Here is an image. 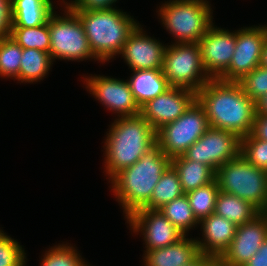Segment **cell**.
<instances>
[{
  "label": "cell",
  "instance_id": "1",
  "mask_svg": "<svg viewBox=\"0 0 267 266\" xmlns=\"http://www.w3.org/2000/svg\"><path fill=\"white\" fill-rule=\"evenodd\" d=\"M209 127L230 131L241 139L249 135L256 116V102L244 94L238 82L210 79L196 93Z\"/></svg>",
  "mask_w": 267,
  "mask_h": 266
},
{
  "label": "cell",
  "instance_id": "2",
  "mask_svg": "<svg viewBox=\"0 0 267 266\" xmlns=\"http://www.w3.org/2000/svg\"><path fill=\"white\" fill-rule=\"evenodd\" d=\"M170 165L171 158L156 144L136 163L122 169L110 180L126 218L150 201L154 187Z\"/></svg>",
  "mask_w": 267,
  "mask_h": 266
},
{
  "label": "cell",
  "instance_id": "3",
  "mask_svg": "<svg viewBox=\"0 0 267 266\" xmlns=\"http://www.w3.org/2000/svg\"><path fill=\"white\" fill-rule=\"evenodd\" d=\"M105 172L111 180L157 144L156 131L140 114L118 117L105 138Z\"/></svg>",
  "mask_w": 267,
  "mask_h": 266
},
{
  "label": "cell",
  "instance_id": "4",
  "mask_svg": "<svg viewBox=\"0 0 267 266\" xmlns=\"http://www.w3.org/2000/svg\"><path fill=\"white\" fill-rule=\"evenodd\" d=\"M81 21L90 48L100 62L122 52L130 33L139 24L121 10L73 11Z\"/></svg>",
  "mask_w": 267,
  "mask_h": 266
},
{
  "label": "cell",
  "instance_id": "5",
  "mask_svg": "<svg viewBox=\"0 0 267 266\" xmlns=\"http://www.w3.org/2000/svg\"><path fill=\"white\" fill-rule=\"evenodd\" d=\"M207 0H170L158 9L164 27L177 43H198L213 24Z\"/></svg>",
  "mask_w": 267,
  "mask_h": 266
},
{
  "label": "cell",
  "instance_id": "6",
  "mask_svg": "<svg viewBox=\"0 0 267 266\" xmlns=\"http://www.w3.org/2000/svg\"><path fill=\"white\" fill-rule=\"evenodd\" d=\"M220 191L248 201L260 212L267 203V171L250 164L242 154L215 171Z\"/></svg>",
  "mask_w": 267,
  "mask_h": 266
},
{
  "label": "cell",
  "instance_id": "7",
  "mask_svg": "<svg viewBox=\"0 0 267 266\" xmlns=\"http://www.w3.org/2000/svg\"><path fill=\"white\" fill-rule=\"evenodd\" d=\"M162 71L171 87L198 92L212 79L206 72L198 43L167 45Z\"/></svg>",
  "mask_w": 267,
  "mask_h": 266
},
{
  "label": "cell",
  "instance_id": "8",
  "mask_svg": "<svg viewBox=\"0 0 267 266\" xmlns=\"http://www.w3.org/2000/svg\"><path fill=\"white\" fill-rule=\"evenodd\" d=\"M64 15L56 12L48 18L50 33L49 54L54 59L81 60L97 59L89 45L83 25L78 16L65 5Z\"/></svg>",
  "mask_w": 267,
  "mask_h": 266
},
{
  "label": "cell",
  "instance_id": "9",
  "mask_svg": "<svg viewBox=\"0 0 267 266\" xmlns=\"http://www.w3.org/2000/svg\"><path fill=\"white\" fill-rule=\"evenodd\" d=\"M209 128L203 107L196 100L176 121L156 132L157 145L168 157L182 155Z\"/></svg>",
  "mask_w": 267,
  "mask_h": 266
},
{
  "label": "cell",
  "instance_id": "10",
  "mask_svg": "<svg viewBox=\"0 0 267 266\" xmlns=\"http://www.w3.org/2000/svg\"><path fill=\"white\" fill-rule=\"evenodd\" d=\"M240 154V137L230 131L209 127L182 155L188 160L208 165L216 171Z\"/></svg>",
  "mask_w": 267,
  "mask_h": 266
},
{
  "label": "cell",
  "instance_id": "11",
  "mask_svg": "<svg viewBox=\"0 0 267 266\" xmlns=\"http://www.w3.org/2000/svg\"><path fill=\"white\" fill-rule=\"evenodd\" d=\"M267 25L244 27L236 31L235 51L228 69L218 78L223 81H239L261 64Z\"/></svg>",
  "mask_w": 267,
  "mask_h": 266
},
{
  "label": "cell",
  "instance_id": "12",
  "mask_svg": "<svg viewBox=\"0 0 267 266\" xmlns=\"http://www.w3.org/2000/svg\"><path fill=\"white\" fill-rule=\"evenodd\" d=\"M267 239V216L260 212L252 220L237 226L231 244L216 260V266H245Z\"/></svg>",
  "mask_w": 267,
  "mask_h": 266
},
{
  "label": "cell",
  "instance_id": "13",
  "mask_svg": "<svg viewBox=\"0 0 267 266\" xmlns=\"http://www.w3.org/2000/svg\"><path fill=\"white\" fill-rule=\"evenodd\" d=\"M126 221L133 232L144 235L146 251L170 246L185 236L159 210L141 208Z\"/></svg>",
  "mask_w": 267,
  "mask_h": 266
},
{
  "label": "cell",
  "instance_id": "14",
  "mask_svg": "<svg viewBox=\"0 0 267 266\" xmlns=\"http://www.w3.org/2000/svg\"><path fill=\"white\" fill-rule=\"evenodd\" d=\"M86 86L93 96L104 107L117 113L119 117L140 115L141 108L137 104L129 84L107 76H90L85 78Z\"/></svg>",
  "mask_w": 267,
  "mask_h": 266
},
{
  "label": "cell",
  "instance_id": "15",
  "mask_svg": "<svg viewBox=\"0 0 267 266\" xmlns=\"http://www.w3.org/2000/svg\"><path fill=\"white\" fill-rule=\"evenodd\" d=\"M195 101L196 92L186 88L171 87L144 104L140 114L157 132L166 124L176 121Z\"/></svg>",
  "mask_w": 267,
  "mask_h": 266
},
{
  "label": "cell",
  "instance_id": "16",
  "mask_svg": "<svg viewBox=\"0 0 267 266\" xmlns=\"http://www.w3.org/2000/svg\"><path fill=\"white\" fill-rule=\"evenodd\" d=\"M198 44L207 74L212 79H218L231 63L236 45V31L233 33L212 24Z\"/></svg>",
  "mask_w": 267,
  "mask_h": 266
},
{
  "label": "cell",
  "instance_id": "17",
  "mask_svg": "<svg viewBox=\"0 0 267 266\" xmlns=\"http://www.w3.org/2000/svg\"><path fill=\"white\" fill-rule=\"evenodd\" d=\"M139 24L130 33L120 55L124 58L129 68L162 69L165 49L167 46L155 38L147 36Z\"/></svg>",
  "mask_w": 267,
  "mask_h": 266
},
{
  "label": "cell",
  "instance_id": "18",
  "mask_svg": "<svg viewBox=\"0 0 267 266\" xmlns=\"http://www.w3.org/2000/svg\"><path fill=\"white\" fill-rule=\"evenodd\" d=\"M203 239L196 240L199 252L217 260L233 240L237 226L226 218L212 213L199 221Z\"/></svg>",
  "mask_w": 267,
  "mask_h": 266
},
{
  "label": "cell",
  "instance_id": "19",
  "mask_svg": "<svg viewBox=\"0 0 267 266\" xmlns=\"http://www.w3.org/2000/svg\"><path fill=\"white\" fill-rule=\"evenodd\" d=\"M145 252V266H184L200 254L196 239L186 235L170 246Z\"/></svg>",
  "mask_w": 267,
  "mask_h": 266
},
{
  "label": "cell",
  "instance_id": "20",
  "mask_svg": "<svg viewBox=\"0 0 267 266\" xmlns=\"http://www.w3.org/2000/svg\"><path fill=\"white\" fill-rule=\"evenodd\" d=\"M127 82L140 108L171 88L162 69L133 70V76Z\"/></svg>",
  "mask_w": 267,
  "mask_h": 266
},
{
  "label": "cell",
  "instance_id": "21",
  "mask_svg": "<svg viewBox=\"0 0 267 266\" xmlns=\"http://www.w3.org/2000/svg\"><path fill=\"white\" fill-rule=\"evenodd\" d=\"M54 12L52 0H11V27H37Z\"/></svg>",
  "mask_w": 267,
  "mask_h": 266
},
{
  "label": "cell",
  "instance_id": "22",
  "mask_svg": "<svg viewBox=\"0 0 267 266\" xmlns=\"http://www.w3.org/2000/svg\"><path fill=\"white\" fill-rule=\"evenodd\" d=\"M171 165L179 174L185 194L215 180V171L210 166L188 160L183 155L171 158Z\"/></svg>",
  "mask_w": 267,
  "mask_h": 266
},
{
  "label": "cell",
  "instance_id": "23",
  "mask_svg": "<svg viewBox=\"0 0 267 266\" xmlns=\"http://www.w3.org/2000/svg\"><path fill=\"white\" fill-rule=\"evenodd\" d=\"M214 213L240 226L252 220L260 211L248 201L220 191L217 195Z\"/></svg>",
  "mask_w": 267,
  "mask_h": 266
},
{
  "label": "cell",
  "instance_id": "24",
  "mask_svg": "<svg viewBox=\"0 0 267 266\" xmlns=\"http://www.w3.org/2000/svg\"><path fill=\"white\" fill-rule=\"evenodd\" d=\"M20 61L19 81L22 83L42 80L53 64L49 53L33 48H22Z\"/></svg>",
  "mask_w": 267,
  "mask_h": 266
},
{
  "label": "cell",
  "instance_id": "25",
  "mask_svg": "<svg viewBox=\"0 0 267 266\" xmlns=\"http://www.w3.org/2000/svg\"><path fill=\"white\" fill-rule=\"evenodd\" d=\"M183 194L185 193L180 183L179 174L174 167L170 165L154 187L150 201L143 208L159 210L164 205Z\"/></svg>",
  "mask_w": 267,
  "mask_h": 266
},
{
  "label": "cell",
  "instance_id": "26",
  "mask_svg": "<svg viewBox=\"0 0 267 266\" xmlns=\"http://www.w3.org/2000/svg\"><path fill=\"white\" fill-rule=\"evenodd\" d=\"M159 211L185 235L192 227L199 224L186 194L164 205Z\"/></svg>",
  "mask_w": 267,
  "mask_h": 266
},
{
  "label": "cell",
  "instance_id": "27",
  "mask_svg": "<svg viewBox=\"0 0 267 266\" xmlns=\"http://www.w3.org/2000/svg\"><path fill=\"white\" fill-rule=\"evenodd\" d=\"M9 36L24 49L33 48L47 53L50 51L48 20L37 27H11Z\"/></svg>",
  "mask_w": 267,
  "mask_h": 266
},
{
  "label": "cell",
  "instance_id": "28",
  "mask_svg": "<svg viewBox=\"0 0 267 266\" xmlns=\"http://www.w3.org/2000/svg\"><path fill=\"white\" fill-rule=\"evenodd\" d=\"M220 192L217 181L186 193L191 209L198 221L208 217L215 210L217 195Z\"/></svg>",
  "mask_w": 267,
  "mask_h": 266
},
{
  "label": "cell",
  "instance_id": "29",
  "mask_svg": "<svg viewBox=\"0 0 267 266\" xmlns=\"http://www.w3.org/2000/svg\"><path fill=\"white\" fill-rule=\"evenodd\" d=\"M22 47L10 36L0 39V77L19 81Z\"/></svg>",
  "mask_w": 267,
  "mask_h": 266
},
{
  "label": "cell",
  "instance_id": "30",
  "mask_svg": "<svg viewBox=\"0 0 267 266\" xmlns=\"http://www.w3.org/2000/svg\"><path fill=\"white\" fill-rule=\"evenodd\" d=\"M77 252L72 245L58 244L45 252L41 266H86L88 263Z\"/></svg>",
  "mask_w": 267,
  "mask_h": 266
},
{
  "label": "cell",
  "instance_id": "31",
  "mask_svg": "<svg viewBox=\"0 0 267 266\" xmlns=\"http://www.w3.org/2000/svg\"><path fill=\"white\" fill-rule=\"evenodd\" d=\"M244 94L255 102L267 94V68L259 65L237 81Z\"/></svg>",
  "mask_w": 267,
  "mask_h": 266
},
{
  "label": "cell",
  "instance_id": "32",
  "mask_svg": "<svg viewBox=\"0 0 267 266\" xmlns=\"http://www.w3.org/2000/svg\"><path fill=\"white\" fill-rule=\"evenodd\" d=\"M241 154L250 164L267 171V141L250 133L241 139Z\"/></svg>",
  "mask_w": 267,
  "mask_h": 266
},
{
  "label": "cell",
  "instance_id": "33",
  "mask_svg": "<svg viewBox=\"0 0 267 266\" xmlns=\"http://www.w3.org/2000/svg\"><path fill=\"white\" fill-rule=\"evenodd\" d=\"M26 253L19 242L0 231V266H25Z\"/></svg>",
  "mask_w": 267,
  "mask_h": 266
},
{
  "label": "cell",
  "instance_id": "34",
  "mask_svg": "<svg viewBox=\"0 0 267 266\" xmlns=\"http://www.w3.org/2000/svg\"><path fill=\"white\" fill-rule=\"evenodd\" d=\"M72 11H93L113 9L117 0H71L69 3L62 0Z\"/></svg>",
  "mask_w": 267,
  "mask_h": 266
},
{
  "label": "cell",
  "instance_id": "35",
  "mask_svg": "<svg viewBox=\"0 0 267 266\" xmlns=\"http://www.w3.org/2000/svg\"><path fill=\"white\" fill-rule=\"evenodd\" d=\"M11 26V0H0V39L10 35Z\"/></svg>",
  "mask_w": 267,
  "mask_h": 266
},
{
  "label": "cell",
  "instance_id": "36",
  "mask_svg": "<svg viewBox=\"0 0 267 266\" xmlns=\"http://www.w3.org/2000/svg\"><path fill=\"white\" fill-rule=\"evenodd\" d=\"M251 134L257 139L267 141V115L256 114Z\"/></svg>",
  "mask_w": 267,
  "mask_h": 266
},
{
  "label": "cell",
  "instance_id": "37",
  "mask_svg": "<svg viewBox=\"0 0 267 266\" xmlns=\"http://www.w3.org/2000/svg\"><path fill=\"white\" fill-rule=\"evenodd\" d=\"M245 266H267V239L262 243L257 253L251 257Z\"/></svg>",
  "mask_w": 267,
  "mask_h": 266
},
{
  "label": "cell",
  "instance_id": "38",
  "mask_svg": "<svg viewBox=\"0 0 267 266\" xmlns=\"http://www.w3.org/2000/svg\"><path fill=\"white\" fill-rule=\"evenodd\" d=\"M184 266H216V260L209 255L200 253L192 262Z\"/></svg>",
  "mask_w": 267,
  "mask_h": 266
},
{
  "label": "cell",
  "instance_id": "39",
  "mask_svg": "<svg viewBox=\"0 0 267 266\" xmlns=\"http://www.w3.org/2000/svg\"><path fill=\"white\" fill-rule=\"evenodd\" d=\"M256 114L267 115V94L256 101Z\"/></svg>",
  "mask_w": 267,
  "mask_h": 266
},
{
  "label": "cell",
  "instance_id": "40",
  "mask_svg": "<svg viewBox=\"0 0 267 266\" xmlns=\"http://www.w3.org/2000/svg\"><path fill=\"white\" fill-rule=\"evenodd\" d=\"M261 66L267 68V36L265 38V44L263 46L262 58H261Z\"/></svg>",
  "mask_w": 267,
  "mask_h": 266
},
{
  "label": "cell",
  "instance_id": "41",
  "mask_svg": "<svg viewBox=\"0 0 267 266\" xmlns=\"http://www.w3.org/2000/svg\"><path fill=\"white\" fill-rule=\"evenodd\" d=\"M262 212L267 216V203H266L264 210Z\"/></svg>",
  "mask_w": 267,
  "mask_h": 266
}]
</instances>
